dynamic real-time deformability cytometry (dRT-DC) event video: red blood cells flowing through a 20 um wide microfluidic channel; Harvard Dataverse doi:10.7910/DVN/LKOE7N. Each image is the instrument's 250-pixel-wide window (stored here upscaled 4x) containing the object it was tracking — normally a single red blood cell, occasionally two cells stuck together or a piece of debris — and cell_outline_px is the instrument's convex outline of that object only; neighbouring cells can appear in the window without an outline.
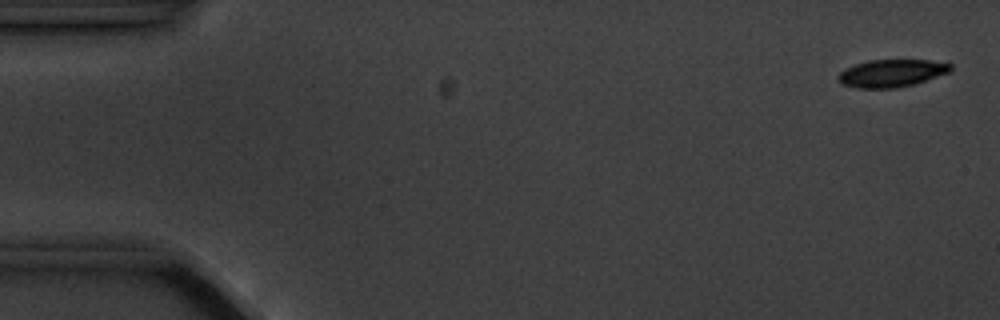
{"species": "common noctule bat (a hibernating species)", "species_latin": "Nyctalus noctula", "temperature_condition": "cold", "stored_images_in_passage": 5, "camera_frame_rate_fps": 3000, "um_per_image_px": 0.085, "animal": {"sex": "male", "body_mass_g": 20.1, "forearm_length_mm": 53.5}, "frame": {"image": 1, "passage_image": 1, "time_ms": 0.0, "image_size_px": [1000, 320], "cell_outline_px": [[952, 68], [948, 72], [912, 84], [896, 88], [856, 88], [840, 84], [836, 76], [840, 72], [856, 64], [868, 60], [928, 60], [952, 64]], "centroid_in_image_um": [75.72, 6.22], "position_along_channel_um": 9.3, "area_um2": 17.8}}